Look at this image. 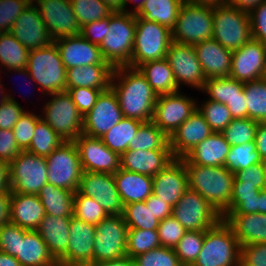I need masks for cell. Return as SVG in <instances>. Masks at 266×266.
<instances>
[{"mask_svg":"<svg viewBox=\"0 0 266 266\" xmlns=\"http://www.w3.org/2000/svg\"><path fill=\"white\" fill-rule=\"evenodd\" d=\"M111 88L125 118L152 121L158 95L137 68L115 67Z\"/></svg>","mask_w":266,"mask_h":266,"instance_id":"obj_1","label":"cell"},{"mask_svg":"<svg viewBox=\"0 0 266 266\" xmlns=\"http://www.w3.org/2000/svg\"><path fill=\"white\" fill-rule=\"evenodd\" d=\"M189 188L197 191L220 214L230 205L234 173L225 166L185 164Z\"/></svg>","mask_w":266,"mask_h":266,"instance_id":"obj_2","label":"cell"},{"mask_svg":"<svg viewBox=\"0 0 266 266\" xmlns=\"http://www.w3.org/2000/svg\"><path fill=\"white\" fill-rule=\"evenodd\" d=\"M136 32V15L114 11L110 15L109 28L99 45L104 59L114 68L127 66L131 61Z\"/></svg>","mask_w":266,"mask_h":266,"instance_id":"obj_3","label":"cell"},{"mask_svg":"<svg viewBox=\"0 0 266 266\" xmlns=\"http://www.w3.org/2000/svg\"><path fill=\"white\" fill-rule=\"evenodd\" d=\"M27 70L43 96L66 91L67 69L54 41L29 52Z\"/></svg>","mask_w":266,"mask_h":266,"instance_id":"obj_4","label":"cell"},{"mask_svg":"<svg viewBox=\"0 0 266 266\" xmlns=\"http://www.w3.org/2000/svg\"><path fill=\"white\" fill-rule=\"evenodd\" d=\"M239 259L238 239L222 219L205 231L203 246L192 266H239Z\"/></svg>","mask_w":266,"mask_h":266,"instance_id":"obj_5","label":"cell"},{"mask_svg":"<svg viewBox=\"0 0 266 266\" xmlns=\"http://www.w3.org/2000/svg\"><path fill=\"white\" fill-rule=\"evenodd\" d=\"M172 42V30L136 16L133 54L127 66L137 68L143 63L166 58Z\"/></svg>","mask_w":266,"mask_h":266,"instance_id":"obj_6","label":"cell"},{"mask_svg":"<svg viewBox=\"0 0 266 266\" xmlns=\"http://www.w3.org/2000/svg\"><path fill=\"white\" fill-rule=\"evenodd\" d=\"M41 118L64 141H75L83 133V115L67 91L47 94Z\"/></svg>","mask_w":266,"mask_h":266,"instance_id":"obj_7","label":"cell"},{"mask_svg":"<svg viewBox=\"0 0 266 266\" xmlns=\"http://www.w3.org/2000/svg\"><path fill=\"white\" fill-rule=\"evenodd\" d=\"M213 36V7L185 0L172 30V41L195 45Z\"/></svg>","mask_w":266,"mask_h":266,"instance_id":"obj_8","label":"cell"},{"mask_svg":"<svg viewBox=\"0 0 266 266\" xmlns=\"http://www.w3.org/2000/svg\"><path fill=\"white\" fill-rule=\"evenodd\" d=\"M224 48L237 50L251 36L249 13L229 4L213 7V36Z\"/></svg>","mask_w":266,"mask_h":266,"instance_id":"obj_9","label":"cell"},{"mask_svg":"<svg viewBox=\"0 0 266 266\" xmlns=\"http://www.w3.org/2000/svg\"><path fill=\"white\" fill-rule=\"evenodd\" d=\"M45 158L48 167L47 182L75 193L83 173L76 143L65 141Z\"/></svg>","mask_w":266,"mask_h":266,"instance_id":"obj_10","label":"cell"},{"mask_svg":"<svg viewBox=\"0 0 266 266\" xmlns=\"http://www.w3.org/2000/svg\"><path fill=\"white\" fill-rule=\"evenodd\" d=\"M47 162L45 157L28 151H21L9 163V185L11 192L37 195L47 183Z\"/></svg>","mask_w":266,"mask_h":266,"instance_id":"obj_11","label":"cell"},{"mask_svg":"<svg viewBox=\"0 0 266 266\" xmlns=\"http://www.w3.org/2000/svg\"><path fill=\"white\" fill-rule=\"evenodd\" d=\"M127 232L123 215H108L95 225L93 264L126 256Z\"/></svg>","mask_w":266,"mask_h":266,"instance_id":"obj_12","label":"cell"},{"mask_svg":"<svg viewBox=\"0 0 266 266\" xmlns=\"http://www.w3.org/2000/svg\"><path fill=\"white\" fill-rule=\"evenodd\" d=\"M172 216L187 231L208 230L222 220L221 214L197 191L190 188L173 207Z\"/></svg>","mask_w":266,"mask_h":266,"instance_id":"obj_13","label":"cell"},{"mask_svg":"<svg viewBox=\"0 0 266 266\" xmlns=\"http://www.w3.org/2000/svg\"><path fill=\"white\" fill-rule=\"evenodd\" d=\"M197 101L180 91L158 95L152 122L168 137L197 109Z\"/></svg>","mask_w":266,"mask_h":266,"instance_id":"obj_14","label":"cell"},{"mask_svg":"<svg viewBox=\"0 0 266 266\" xmlns=\"http://www.w3.org/2000/svg\"><path fill=\"white\" fill-rule=\"evenodd\" d=\"M32 2L37 7L53 41L80 34L81 25L73 13L70 0H32Z\"/></svg>","mask_w":266,"mask_h":266,"instance_id":"obj_15","label":"cell"},{"mask_svg":"<svg viewBox=\"0 0 266 266\" xmlns=\"http://www.w3.org/2000/svg\"><path fill=\"white\" fill-rule=\"evenodd\" d=\"M178 88L184 84L202 90L206 77L193 45L172 42L166 56Z\"/></svg>","mask_w":266,"mask_h":266,"instance_id":"obj_16","label":"cell"},{"mask_svg":"<svg viewBox=\"0 0 266 266\" xmlns=\"http://www.w3.org/2000/svg\"><path fill=\"white\" fill-rule=\"evenodd\" d=\"M77 191L93 198L109 215H122L124 204L117 191L114 175L83 172Z\"/></svg>","mask_w":266,"mask_h":266,"instance_id":"obj_17","label":"cell"},{"mask_svg":"<svg viewBox=\"0 0 266 266\" xmlns=\"http://www.w3.org/2000/svg\"><path fill=\"white\" fill-rule=\"evenodd\" d=\"M123 118L118 98L110 87L101 92L93 108L83 116V134L101 138Z\"/></svg>","mask_w":266,"mask_h":266,"instance_id":"obj_18","label":"cell"},{"mask_svg":"<svg viewBox=\"0 0 266 266\" xmlns=\"http://www.w3.org/2000/svg\"><path fill=\"white\" fill-rule=\"evenodd\" d=\"M266 72V45L251 38L242 47L232 51L229 77L247 83L264 78Z\"/></svg>","mask_w":266,"mask_h":266,"instance_id":"obj_19","label":"cell"},{"mask_svg":"<svg viewBox=\"0 0 266 266\" xmlns=\"http://www.w3.org/2000/svg\"><path fill=\"white\" fill-rule=\"evenodd\" d=\"M95 225L71 217L66 253L58 260L61 266H92Z\"/></svg>","mask_w":266,"mask_h":266,"instance_id":"obj_20","label":"cell"},{"mask_svg":"<svg viewBox=\"0 0 266 266\" xmlns=\"http://www.w3.org/2000/svg\"><path fill=\"white\" fill-rule=\"evenodd\" d=\"M74 142L79 150L83 172L115 174L120 169V155L111 151L101 138L82 133Z\"/></svg>","mask_w":266,"mask_h":266,"instance_id":"obj_21","label":"cell"},{"mask_svg":"<svg viewBox=\"0 0 266 266\" xmlns=\"http://www.w3.org/2000/svg\"><path fill=\"white\" fill-rule=\"evenodd\" d=\"M66 69L94 65H111L101 52L99 45L93 44L80 34L62 37L54 41Z\"/></svg>","mask_w":266,"mask_h":266,"instance_id":"obj_22","label":"cell"},{"mask_svg":"<svg viewBox=\"0 0 266 266\" xmlns=\"http://www.w3.org/2000/svg\"><path fill=\"white\" fill-rule=\"evenodd\" d=\"M189 188L188 173L182 159H174L153 176L152 194L174 207Z\"/></svg>","mask_w":266,"mask_h":266,"instance_id":"obj_23","label":"cell"},{"mask_svg":"<svg viewBox=\"0 0 266 266\" xmlns=\"http://www.w3.org/2000/svg\"><path fill=\"white\" fill-rule=\"evenodd\" d=\"M10 33L29 51L40 49L53 42L33 2L15 20Z\"/></svg>","mask_w":266,"mask_h":266,"instance_id":"obj_24","label":"cell"},{"mask_svg":"<svg viewBox=\"0 0 266 266\" xmlns=\"http://www.w3.org/2000/svg\"><path fill=\"white\" fill-rule=\"evenodd\" d=\"M214 133L198 109L169 137L174 159H182L201 141Z\"/></svg>","mask_w":266,"mask_h":266,"instance_id":"obj_25","label":"cell"},{"mask_svg":"<svg viewBox=\"0 0 266 266\" xmlns=\"http://www.w3.org/2000/svg\"><path fill=\"white\" fill-rule=\"evenodd\" d=\"M194 49L206 79L229 77L232 51L213 38L196 43Z\"/></svg>","mask_w":266,"mask_h":266,"instance_id":"obj_26","label":"cell"},{"mask_svg":"<svg viewBox=\"0 0 266 266\" xmlns=\"http://www.w3.org/2000/svg\"><path fill=\"white\" fill-rule=\"evenodd\" d=\"M173 160L171 150H127L120 155V168L153 177Z\"/></svg>","mask_w":266,"mask_h":266,"instance_id":"obj_27","label":"cell"},{"mask_svg":"<svg viewBox=\"0 0 266 266\" xmlns=\"http://www.w3.org/2000/svg\"><path fill=\"white\" fill-rule=\"evenodd\" d=\"M15 258L22 266H58L46 243L36 230L19 227L18 253Z\"/></svg>","mask_w":266,"mask_h":266,"instance_id":"obj_28","label":"cell"},{"mask_svg":"<svg viewBox=\"0 0 266 266\" xmlns=\"http://www.w3.org/2000/svg\"><path fill=\"white\" fill-rule=\"evenodd\" d=\"M10 207V223L27 230H36L46 215L37 195L11 192Z\"/></svg>","mask_w":266,"mask_h":266,"instance_id":"obj_29","label":"cell"},{"mask_svg":"<svg viewBox=\"0 0 266 266\" xmlns=\"http://www.w3.org/2000/svg\"><path fill=\"white\" fill-rule=\"evenodd\" d=\"M231 145L221 133H212L201 141L182 160L184 164L219 167L225 166L227 155Z\"/></svg>","mask_w":266,"mask_h":266,"instance_id":"obj_30","label":"cell"},{"mask_svg":"<svg viewBox=\"0 0 266 266\" xmlns=\"http://www.w3.org/2000/svg\"><path fill=\"white\" fill-rule=\"evenodd\" d=\"M224 221L232 228L240 246L266 243V214H229Z\"/></svg>","mask_w":266,"mask_h":266,"instance_id":"obj_31","label":"cell"},{"mask_svg":"<svg viewBox=\"0 0 266 266\" xmlns=\"http://www.w3.org/2000/svg\"><path fill=\"white\" fill-rule=\"evenodd\" d=\"M112 65H86L67 69L66 88H93L107 90L111 87Z\"/></svg>","mask_w":266,"mask_h":266,"instance_id":"obj_32","label":"cell"},{"mask_svg":"<svg viewBox=\"0 0 266 266\" xmlns=\"http://www.w3.org/2000/svg\"><path fill=\"white\" fill-rule=\"evenodd\" d=\"M113 175L124 205L145 201L152 194V176L126 171L122 168Z\"/></svg>","mask_w":266,"mask_h":266,"instance_id":"obj_33","label":"cell"},{"mask_svg":"<svg viewBox=\"0 0 266 266\" xmlns=\"http://www.w3.org/2000/svg\"><path fill=\"white\" fill-rule=\"evenodd\" d=\"M71 217L45 215L36 231L58 261L67 251Z\"/></svg>","mask_w":266,"mask_h":266,"instance_id":"obj_34","label":"cell"},{"mask_svg":"<svg viewBox=\"0 0 266 266\" xmlns=\"http://www.w3.org/2000/svg\"><path fill=\"white\" fill-rule=\"evenodd\" d=\"M137 69L147 79L157 95L173 94L180 91L167 58L143 63Z\"/></svg>","mask_w":266,"mask_h":266,"instance_id":"obj_35","label":"cell"},{"mask_svg":"<svg viewBox=\"0 0 266 266\" xmlns=\"http://www.w3.org/2000/svg\"><path fill=\"white\" fill-rule=\"evenodd\" d=\"M45 214L57 217H72L74 208V192L51 183H46L37 194Z\"/></svg>","mask_w":266,"mask_h":266,"instance_id":"obj_36","label":"cell"},{"mask_svg":"<svg viewBox=\"0 0 266 266\" xmlns=\"http://www.w3.org/2000/svg\"><path fill=\"white\" fill-rule=\"evenodd\" d=\"M185 0H146L136 14L148 21H154L170 30L176 25L179 9Z\"/></svg>","mask_w":266,"mask_h":266,"instance_id":"obj_37","label":"cell"},{"mask_svg":"<svg viewBox=\"0 0 266 266\" xmlns=\"http://www.w3.org/2000/svg\"><path fill=\"white\" fill-rule=\"evenodd\" d=\"M144 122L134 118H123L102 137V142L119 155L128 150L130 141L136 136L139 127Z\"/></svg>","mask_w":266,"mask_h":266,"instance_id":"obj_38","label":"cell"},{"mask_svg":"<svg viewBox=\"0 0 266 266\" xmlns=\"http://www.w3.org/2000/svg\"><path fill=\"white\" fill-rule=\"evenodd\" d=\"M29 50L10 33H0V67L13 70L27 67Z\"/></svg>","mask_w":266,"mask_h":266,"instance_id":"obj_39","label":"cell"},{"mask_svg":"<svg viewBox=\"0 0 266 266\" xmlns=\"http://www.w3.org/2000/svg\"><path fill=\"white\" fill-rule=\"evenodd\" d=\"M128 150H171L169 137L152 121L144 122L130 141Z\"/></svg>","mask_w":266,"mask_h":266,"instance_id":"obj_40","label":"cell"},{"mask_svg":"<svg viewBox=\"0 0 266 266\" xmlns=\"http://www.w3.org/2000/svg\"><path fill=\"white\" fill-rule=\"evenodd\" d=\"M248 118L266 122V80L264 78L244 83Z\"/></svg>","mask_w":266,"mask_h":266,"instance_id":"obj_41","label":"cell"},{"mask_svg":"<svg viewBox=\"0 0 266 266\" xmlns=\"http://www.w3.org/2000/svg\"><path fill=\"white\" fill-rule=\"evenodd\" d=\"M64 142L65 141L40 118L36 122L32 141L26 151L41 157H46Z\"/></svg>","mask_w":266,"mask_h":266,"instance_id":"obj_42","label":"cell"},{"mask_svg":"<svg viewBox=\"0 0 266 266\" xmlns=\"http://www.w3.org/2000/svg\"><path fill=\"white\" fill-rule=\"evenodd\" d=\"M244 91V83L237 81L231 77L210 78L204 83L201 92H206L209 98L219 103L228 104L230 100L242 95Z\"/></svg>","mask_w":266,"mask_h":266,"instance_id":"obj_43","label":"cell"},{"mask_svg":"<svg viewBox=\"0 0 266 266\" xmlns=\"http://www.w3.org/2000/svg\"><path fill=\"white\" fill-rule=\"evenodd\" d=\"M159 247L157 230L128 228L126 256L134 258Z\"/></svg>","mask_w":266,"mask_h":266,"instance_id":"obj_44","label":"cell"},{"mask_svg":"<svg viewBox=\"0 0 266 266\" xmlns=\"http://www.w3.org/2000/svg\"><path fill=\"white\" fill-rule=\"evenodd\" d=\"M122 215L128 228L157 230L160 223L145 201L124 205Z\"/></svg>","mask_w":266,"mask_h":266,"instance_id":"obj_45","label":"cell"},{"mask_svg":"<svg viewBox=\"0 0 266 266\" xmlns=\"http://www.w3.org/2000/svg\"><path fill=\"white\" fill-rule=\"evenodd\" d=\"M260 162H263V160L256 150L255 142L252 141L231 146L225 161V167L230 172L235 173Z\"/></svg>","mask_w":266,"mask_h":266,"instance_id":"obj_46","label":"cell"},{"mask_svg":"<svg viewBox=\"0 0 266 266\" xmlns=\"http://www.w3.org/2000/svg\"><path fill=\"white\" fill-rule=\"evenodd\" d=\"M81 26L109 17L114 11L102 0H70Z\"/></svg>","mask_w":266,"mask_h":266,"instance_id":"obj_47","label":"cell"},{"mask_svg":"<svg viewBox=\"0 0 266 266\" xmlns=\"http://www.w3.org/2000/svg\"><path fill=\"white\" fill-rule=\"evenodd\" d=\"M258 123L250 118L233 119L221 134L231 146L249 143L255 140Z\"/></svg>","mask_w":266,"mask_h":266,"instance_id":"obj_48","label":"cell"},{"mask_svg":"<svg viewBox=\"0 0 266 266\" xmlns=\"http://www.w3.org/2000/svg\"><path fill=\"white\" fill-rule=\"evenodd\" d=\"M205 231H186L174 247L182 266H192L203 246Z\"/></svg>","mask_w":266,"mask_h":266,"instance_id":"obj_49","label":"cell"},{"mask_svg":"<svg viewBox=\"0 0 266 266\" xmlns=\"http://www.w3.org/2000/svg\"><path fill=\"white\" fill-rule=\"evenodd\" d=\"M197 109L215 133H221L233 120L227 106L217 101L205 100L201 107L197 105Z\"/></svg>","mask_w":266,"mask_h":266,"instance_id":"obj_50","label":"cell"},{"mask_svg":"<svg viewBox=\"0 0 266 266\" xmlns=\"http://www.w3.org/2000/svg\"><path fill=\"white\" fill-rule=\"evenodd\" d=\"M109 214L93 198L78 191L74 193L73 216L93 225L99 224Z\"/></svg>","mask_w":266,"mask_h":266,"instance_id":"obj_51","label":"cell"},{"mask_svg":"<svg viewBox=\"0 0 266 266\" xmlns=\"http://www.w3.org/2000/svg\"><path fill=\"white\" fill-rule=\"evenodd\" d=\"M135 266H182L173 248L159 247L133 258Z\"/></svg>","mask_w":266,"mask_h":266,"instance_id":"obj_52","label":"cell"},{"mask_svg":"<svg viewBox=\"0 0 266 266\" xmlns=\"http://www.w3.org/2000/svg\"><path fill=\"white\" fill-rule=\"evenodd\" d=\"M41 118L36 113L25 111L13 126L16 143L21 151H26L32 141L36 122Z\"/></svg>","mask_w":266,"mask_h":266,"instance_id":"obj_53","label":"cell"},{"mask_svg":"<svg viewBox=\"0 0 266 266\" xmlns=\"http://www.w3.org/2000/svg\"><path fill=\"white\" fill-rule=\"evenodd\" d=\"M31 2L32 0H1L0 33L10 32L15 20Z\"/></svg>","mask_w":266,"mask_h":266,"instance_id":"obj_54","label":"cell"},{"mask_svg":"<svg viewBox=\"0 0 266 266\" xmlns=\"http://www.w3.org/2000/svg\"><path fill=\"white\" fill-rule=\"evenodd\" d=\"M186 231L187 230L173 216L160 221L157 232L161 247L174 249Z\"/></svg>","mask_w":266,"mask_h":266,"instance_id":"obj_55","label":"cell"},{"mask_svg":"<svg viewBox=\"0 0 266 266\" xmlns=\"http://www.w3.org/2000/svg\"><path fill=\"white\" fill-rule=\"evenodd\" d=\"M66 91L70 94L79 112L85 116L93 108L97 98L104 90L76 87L66 88Z\"/></svg>","mask_w":266,"mask_h":266,"instance_id":"obj_56","label":"cell"},{"mask_svg":"<svg viewBox=\"0 0 266 266\" xmlns=\"http://www.w3.org/2000/svg\"><path fill=\"white\" fill-rule=\"evenodd\" d=\"M239 266H266V243L240 246Z\"/></svg>","mask_w":266,"mask_h":266,"instance_id":"obj_57","label":"cell"},{"mask_svg":"<svg viewBox=\"0 0 266 266\" xmlns=\"http://www.w3.org/2000/svg\"><path fill=\"white\" fill-rule=\"evenodd\" d=\"M266 173V162H260L244 170L234 173L233 182H243V184L253 185L260 190L263 189Z\"/></svg>","mask_w":266,"mask_h":266,"instance_id":"obj_58","label":"cell"},{"mask_svg":"<svg viewBox=\"0 0 266 266\" xmlns=\"http://www.w3.org/2000/svg\"><path fill=\"white\" fill-rule=\"evenodd\" d=\"M25 112L18 101L12 97L11 94L8 95V100L0 106V129H13V126L19 120L21 115Z\"/></svg>","mask_w":266,"mask_h":266,"instance_id":"obj_59","label":"cell"},{"mask_svg":"<svg viewBox=\"0 0 266 266\" xmlns=\"http://www.w3.org/2000/svg\"><path fill=\"white\" fill-rule=\"evenodd\" d=\"M232 189L230 205L221 214L223 220L245 199L259 197V188L253 185L243 184V182H233Z\"/></svg>","mask_w":266,"mask_h":266,"instance_id":"obj_60","label":"cell"},{"mask_svg":"<svg viewBox=\"0 0 266 266\" xmlns=\"http://www.w3.org/2000/svg\"><path fill=\"white\" fill-rule=\"evenodd\" d=\"M251 36L266 45V0L249 13Z\"/></svg>","mask_w":266,"mask_h":266,"instance_id":"obj_61","label":"cell"},{"mask_svg":"<svg viewBox=\"0 0 266 266\" xmlns=\"http://www.w3.org/2000/svg\"><path fill=\"white\" fill-rule=\"evenodd\" d=\"M19 245V226L7 223L0 227V251L16 256Z\"/></svg>","mask_w":266,"mask_h":266,"instance_id":"obj_62","label":"cell"},{"mask_svg":"<svg viewBox=\"0 0 266 266\" xmlns=\"http://www.w3.org/2000/svg\"><path fill=\"white\" fill-rule=\"evenodd\" d=\"M110 16L81 26L80 35L93 44L100 45L107 35L106 28H109Z\"/></svg>","mask_w":266,"mask_h":266,"instance_id":"obj_63","label":"cell"},{"mask_svg":"<svg viewBox=\"0 0 266 266\" xmlns=\"http://www.w3.org/2000/svg\"><path fill=\"white\" fill-rule=\"evenodd\" d=\"M21 152L12 129H0V160L11 163Z\"/></svg>","mask_w":266,"mask_h":266,"instance_id":"obj_64","label":"cell"},{"mask_svg":"<svg viewBox=\"0 0 266 266\" xmlns=\"http://www.w3.org/2000/svg\"><path fill=\"white\" fill-rule=\"evenodd\" d=\"M266 214V193L259 191V197L245 199L230 214Z\"/></svg>","mask_w":266,"mask_h":266,"instance_id":"obj_65","label":"cell"},{"mask_svg":"<svg viewBox=\"0 0 266 266\" xmlns=\"http://www.w3.org/2000/svg\"><path fill=\"white\" fill-rule=\"evenodd\" d=\"M146 206H150L151 211L153 212L154 217H156L159 221L164 220L167 217L172 216L173 207L165 203L159 197L151 194L145 200Z\"/></svg>","mask_w":266,"mask_h":266,"instance_id":"obj_66","label":"cell"},{"mask_svg":"<svg viewBox=\"0 0 266 266\" xmlns=\"http://www.w3.org/2000/svg\"><path fill=\"white\" fill-rule=\"evenodd\" d=\"M233 119L248 118L246 98L244 91L242 95L233 97L228 104H226Z\"/></svg>","mask_w":266,"mask_h":266,"instance_id":"obj_67","label":"cell"},{"mask_svg":"<svg viewBox=\"0 0 266 266\" xmlns=\"http://www.w3.org/2000/svg\"><path fill=\"white\" fill-rule=\"evenodd\" d=\"M254 142L257 152L260 154L262 160L266 162V122L258 123Z\"/></svg>","mask_w":266,"mask_h":266,"instance_id":"obj_68","label":"cell"},{"mask_svg":"<svg viewBox=\"0 0 266 266\" xmlns=\"http://www.w3.org/2000/svg\"><path fill=\"white\" fill-rule=\"evenodd\" d=\"M10 195L11 191L0 193V227L10 223Z\"/></svg>","mask_w":266,"mask_h":266,"instance_id":"obj_69","label":"cell"},{"mask_svg":"<svg viewBox=\"0 0 266 266\" xmlns=\"http://www.w3.org/2000/svg\"><path fill=\"white\" fill-rule=\"evenodd\" d=\"M265 0H228V4L241 11L250 13Z\"/></svg>","mask_w":266,"mask_h":266,"instance_id":"obj_70","label":"cell"},{"mask_svg":"<svg viewBox=\"0 0 266 266\" xmlns=\"http://www.w3.org/2000/svg\"><path fill=\"white\" fill-rule=\"evenodd\" d=\"M11 191L9 185V164L0 160V193Z\"/></svg>","mask_w":266,"mask_h":266,"instance_id":"obj_71","label":"cell"},{"mask_svg":"<svg viewBox=\"0 0 266 266\" xmlns=\"http://www.w3.org/2000/svg\"><path fill=\"white\" fill-rule=\"evenodd\" d=\"M92 266H135L134 259L129 256H124L119 259L103 261Z\"/></svg>","mask_w":266,"mask_h":266,"instance_id":"obj_72","label":"cell"},{"mask_svg":"<svg viewBox=\"0 0 266 266\" xmlns=\"http://www.w3.org/2000/svg\"><path fill=\"white\" fill-rule=\"evenodd\" d=\"M0 266H22V265L14 256L0 251Z\"/></svg>","mask_w":266,"mask_h":266,"instance_id":"obj_73","label":"cell"},{"mask_svg":"<svg viewBox=\"0 0 266 266\" xmlns=\"http://www.w3.org/2000/svg\"><path fill=\"white\" fill-rule=\"evenodd\" d=\"M189 1H191L192 3L205 5V6H212V7L228 4V0H189Z\"/></svg>","mask_w":266,"mask_h":266,"instance_id":"obj_74","label":"cell"},{"mask_svg":"<svg viewBox=\"0 0 266 266\" xmlns=\"http://www.w3.org/2000/svg\"><path fill=\"white\" fill-rule=\"evenodd\" d=\"M106 5H108L113 11H123L125 8L126 0H102Z\"/></svg>","mask_w":266,"mask_h":266,"instance_id":"obj_75","label":"cell"},{"mask_svg":"<svg viewBox=\"0 0 266 266\" xmlns=\"http://www.w3.org/2000/svg\"><path fill=\"white\" fill-rule=\"evenodd\" d=\"M145 1L146 0H126L125 1V8L123 9L122 12L132 13V14L136 15L140 11V9L142 8ZM128 2H134L135 6H134V8H132L133 10L132 9L130 11H129V9L126 10L127 9L126 6H127Z\"/></svg>","mask_w":266,"mask_h":266,"instance_id":"obj_76","label":"cell"},{"mask_svg":"<svg viewBox=\"0 0 266 266\" xmlns=\"http://www.w3.org/2000/svg\"><path fill=\"white\" fill-rule=\"evenodd\" d=\"M7 71L8 72H10V71H13V74H14V72H15V74L17 73L18 75H20L21 77L24 75L28 80H30V82L32 81V82H34V80L32 79V77L30 76V74H29V71L27 70V67H24V68H19V69H13V70H8L7 69ZM25 80V79H24ZM25 82H26V80H25ZM32 85V84H31ZM30 93V92H29Z\"/></svg>","mask_w":266,"mask_h":266,"instance_id":"obj_77","label":"cell"},{"mask_svg":"<svg viewBox=\"0 0 266 266\" xmlns=\"http://www.w3.org/2000/svg\"><path fill=\"white\" fill-rule=\"evenodd\" d=\"M0 79H1V76H0ZM2 83V80L0 81V106L4 104V102H6L8 100V93L6 92L5 94V90L3 88V84Z\"/></svg>","mask_w":266,"mask_h":266,"instance_id":"obj_78","label":"cell"},{"mask_svg":"<svg viewBox=\"0 0 266 266\" xmlns=\"http://www.w3.org/2000/svg\"><path fill=\"white\" fill-rule=\"evenodd\" d=\"M262 191H263L264 193H266V173H265V180H264V186H263Z\"/></svg>","mask_w":266,"mask_h":266,"instance_id":"obj_79","label":"cell"}]
</instances>
